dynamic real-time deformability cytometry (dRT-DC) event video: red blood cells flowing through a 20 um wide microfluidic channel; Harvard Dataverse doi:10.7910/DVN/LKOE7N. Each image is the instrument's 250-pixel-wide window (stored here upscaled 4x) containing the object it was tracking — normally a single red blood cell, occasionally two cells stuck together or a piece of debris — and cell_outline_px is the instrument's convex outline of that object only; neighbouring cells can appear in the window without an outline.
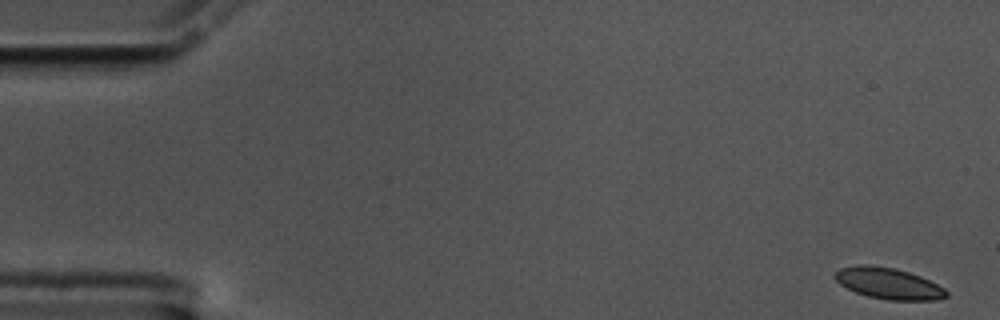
{"species": "common noctule bat (a hibernating species)", "species_latin": "Nyctalus noctula", "temperature_condition": "cold", "stored_images_in_passage": 56, "camera_frame_rate_fps": 3000, "um_per_image_px": 0.085, "animal": {"sex": "male", "body_mass_g": 17.5, "forearm_length_mm": 52.3}, "frame": {"image": 1, "passage_image": 1, "time_ms": 0.0, "image_size_px": [1000, 320], "cell_outline_px": [[948, 296], [936, 300], [888, 300], [868, 296], [856, 292], [840, 284], [836, 280], [836, 272], [840, 268], [856, 264], [868, 264], [896, 268], [920, 276], [944, 288], [948, 292]], "centroid_in_image_um": [75.53, 24.08], "position_along_channel_um": 9.5, "area_um2": 20.17}}
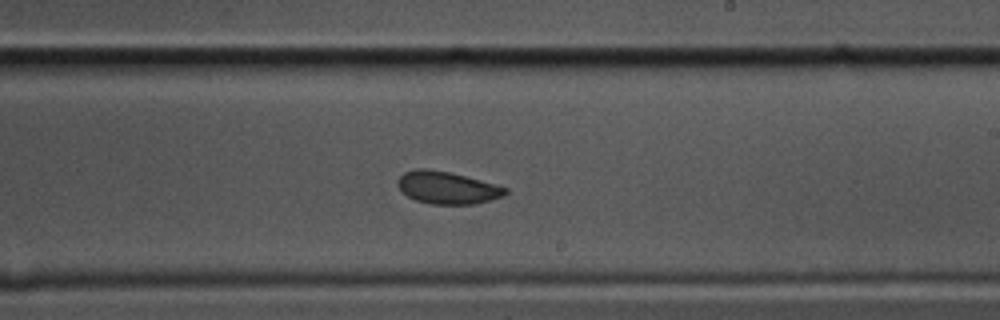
{"frame": {"image": 2, "passage_image": 33, "time_ms": 10.667, "image_size_px": [1000, 320], "cell_outline_px": [[508, 192], [504, 196], [476, 204], [432, 204], [416, 200], [408, 196], [396, 184], [396, 180], [404, 172], [416, 168], [424, 168], [448, 172], [464, 176], [508, 188]], "centroid_in_image_um": [38.0, 15.96], "position_along_channel_um": 251.0, "area_um2": 20.11}}
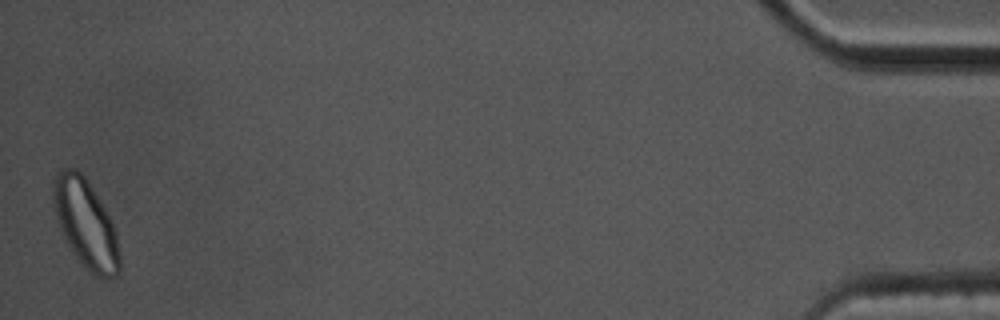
{"frame": {"image": 3, "passage_image": 56, "time_ms": 18.333, "image_size_px": [1000, 320], "cell_outline_px": [[120, 272], [116, 276], [108, 280], [96, 276], [80, 264], [72, 252], [60, 228], [56, 216], [52, 200], [52, 180], [64, 168], [76, 168], [84, 176], [104, 208], [112, 224], [116, 236], [120, 256]], "centroid_in_image_um": [7.27, 19.06], "position_along_channel_um": 427.9, "area_um2": 33.87}, "authors_computed_cell_mechanics": {"area_um2": 20.8369, "velocity_mm_per_s": 3.5118, "shape_relaxation_time_tau1_ms": 3.6995, "shape_relaxation_time_tau2_ms": 2.1039, "deformation_change_tau1": 0.0835, "deformation_change_tau2": 0.0462}}